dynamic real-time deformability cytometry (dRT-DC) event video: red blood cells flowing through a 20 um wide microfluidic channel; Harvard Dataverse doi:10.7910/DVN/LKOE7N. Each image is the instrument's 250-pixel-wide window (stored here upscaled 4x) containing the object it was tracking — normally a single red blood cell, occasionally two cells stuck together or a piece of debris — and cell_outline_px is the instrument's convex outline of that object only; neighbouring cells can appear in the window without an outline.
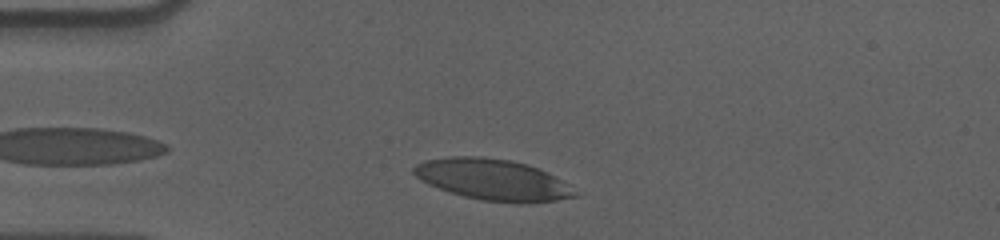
{"species": "human", "species_latin": "Homo sapiens", "temperature_condition": "cold", "stored_images_in_passage": 37, "camera_frame_rate_fps": 3000, "um_per_image_px": 0.085, "donor": {"sex": "male"}, "frame": {"image": 1, "passage_image": 5, "time_ms": 1.333, "image_size_px": [1000, 240], "cell_outline_px": [[580, 196], [556, 200], [524, 204], [516, 204], [480, 200], [448, 192], [428, 184], [420, 180], [412, 172], [412, 168], [416, 164], [424, 160], [448, 156], [480, 156], [512, 160], [528, 164], [540, 168], [560, 180], [576, 192]], "centroid_in_image_um": [41.85, 15.27], "position_along_channel_um": 43.1, "area_um2": 39.02}}
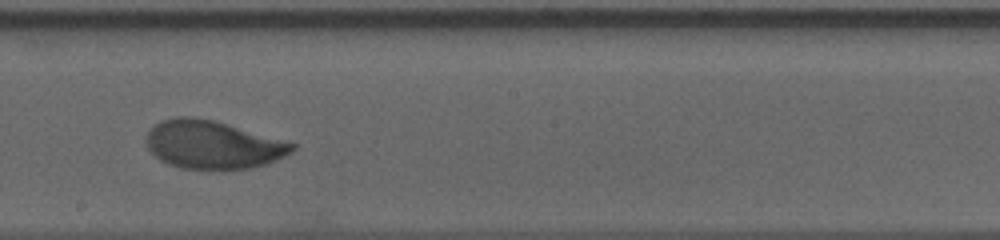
{"frame": {"image": 2, "passage_image": 23, "time_ms": 7.333, "image_size_px": [1000, 240], "cell_outline_px": [[296, 148], [292, 152], [284, 156], [264, 164], [252, 168], [180, 168], [168, 164], [160, 160], [148, 148], [148, 132], [160, 120], [176, 116], [188, 116], [212, 120], [296, 144]], "centroid_in_image_um": [18.06, 12.29], "position_along_channel_um": 230.1, "area_um2": 40.06}}
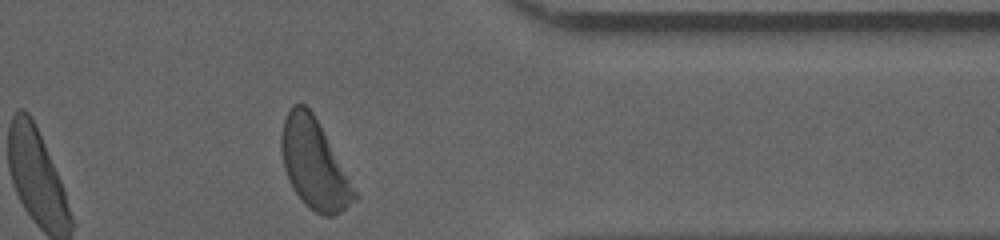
{"frame": {"image": 3, "passage_image": 37, "time_ms": 12.0, "image_size_px": [1000, 240], "cell_outline_px": [[360, 196], [356, 200], [340, 212], [332, 216], [324, 216], [316, 212], [304, 204], [292, 188], [288, 180], [284, 168], [280, 148], [280, 136], [284, 120], [292, 104], [304, 104], [312, 112]], "centroid_in_image_um": [26.69, 13.98], "position_along_channel_um": 384.7, "area_um2": 37.86}, "authors_computed_cell_mechanics": {"area_um2": 40.8646, "velocity_mm_per_s": 3.5502, "shape_relaxation_time_tau1_ms": 3.6294, "shape_relaxation_time_tau2_ms": 1.0518, "deformation_change_tau1": 0.1921, "deformation_change_tau2": 0.0526}}